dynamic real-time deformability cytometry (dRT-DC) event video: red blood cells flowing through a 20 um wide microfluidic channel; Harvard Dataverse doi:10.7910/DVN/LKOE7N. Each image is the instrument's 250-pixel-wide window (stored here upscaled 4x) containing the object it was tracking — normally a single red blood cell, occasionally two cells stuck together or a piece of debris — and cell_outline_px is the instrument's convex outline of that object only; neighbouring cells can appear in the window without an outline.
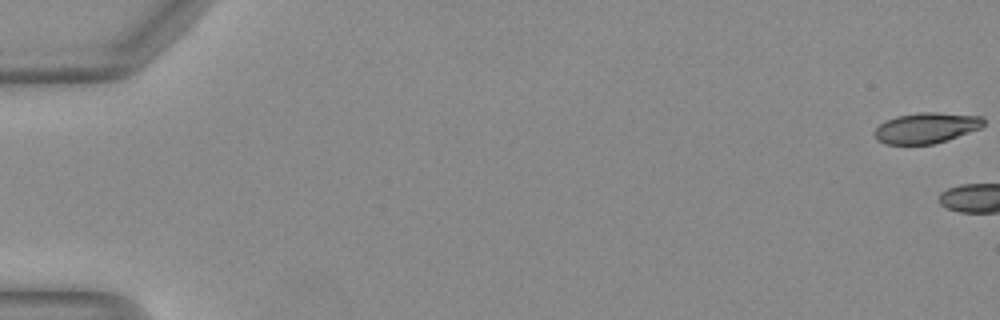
{"species": "Egyptian fruit bat (a non-hibernating species)", "species_latin": "Rousettus aegyptiacus", "temperature_condition": "warm", "stored_images_in_passage": 4, "camera_frame_rate_fps": 3000, "um_per_image_px": 0.085, "animal": {"sex": "female"}, "frame": {"image": 1, "passage_image": 1, "time_ms": 0.0, "image_size_px": [1000, 320], "cell_outline_px": [[984, 124], [980, 128], [932, 144], [884, 144], [876, 140], [872, 132], [884, 120], [896, 116], [916, 112], [936, 112], [984, 116]], "centroid_in_image_um": [78.67, 10.85], "position_along_channel_um": 6.3, "area_um2": 19.54}}